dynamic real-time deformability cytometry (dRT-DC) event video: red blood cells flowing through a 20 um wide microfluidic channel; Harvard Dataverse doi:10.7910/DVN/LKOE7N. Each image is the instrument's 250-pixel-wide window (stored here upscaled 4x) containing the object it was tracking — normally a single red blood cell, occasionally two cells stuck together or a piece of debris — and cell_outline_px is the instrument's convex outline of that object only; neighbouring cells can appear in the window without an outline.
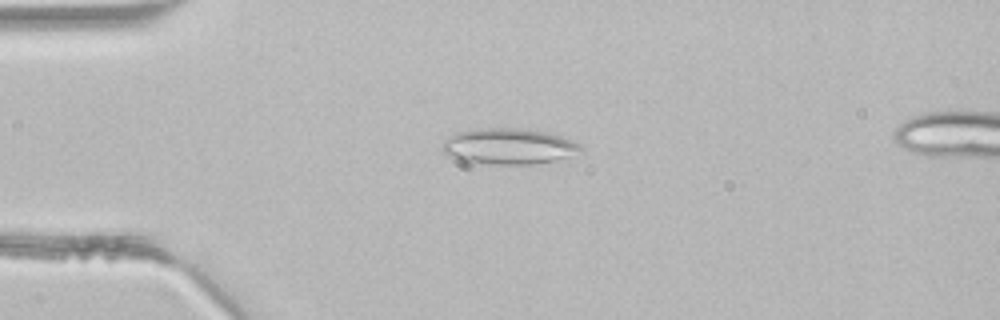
{"species": "common noctule bat (a hibernating species)", "species_latin": "Nyctalus noctula", "temperature_condition": "room temperature", "stored_images_in_passage": 3, "camera_frame_rate_fps": 3000, "um_per_image_px": 0.085, "animal": {"sex": "male", "body_mass_g": 21.5, "forearm_length_mm": 52.0}, "frame": {"image": 1, "passage_image": 2, "time_ms": 0.333, "image_size_px": [1000, 320], "cell_outline_px": [[584, 148], [556, 160], [532, 164], [492, 164], [456, 160], [448, 156], [444, 152], [444, 140], [448, 136], [456, 132], [480, 128], [520, 128], [544, 132], [560, 136], [572, 140], [580, 144]], "centroid_in_image_um": [43.18, 12.43], "position_along_channel_um": 41.8, "area_um2": 28.67}}